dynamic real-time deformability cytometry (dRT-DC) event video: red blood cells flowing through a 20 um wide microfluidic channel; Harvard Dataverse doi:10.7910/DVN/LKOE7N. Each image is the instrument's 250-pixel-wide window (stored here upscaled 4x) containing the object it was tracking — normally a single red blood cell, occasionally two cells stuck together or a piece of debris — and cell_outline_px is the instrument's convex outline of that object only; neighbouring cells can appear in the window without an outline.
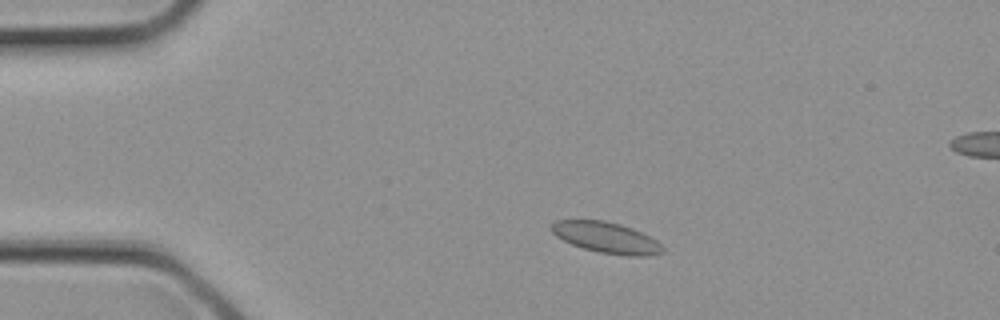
{"species": "common noctule bat (a hibernating species)", "species_latin": "Nyctalus noctula", "temperature_condition": "cold", "stored_images_in_passage": 3, "camera_frame_rate_fps": 3000, "um_per_image_px": 0.085, "animal": {"sex": "female", "body_mass_g": 21.9}, "frame": {"image": 1, "passage_image": 2, "time_ms": 0.333, "image_size_px": [1000, 320], "cell_outline_px": [[664, 252], [648, 256], [624, 256], [600, 252], [584, 248], [572, 244], [556, 236], [552, 232], [552, 224], [556, 220], [604, 220], [620, 224], [632, 228], [656, 240], [664, 248]], "centroid_in_image_um": [51.56, 20.2], "position_along_channel_um": 33.4, "area_um2": 19.88}}